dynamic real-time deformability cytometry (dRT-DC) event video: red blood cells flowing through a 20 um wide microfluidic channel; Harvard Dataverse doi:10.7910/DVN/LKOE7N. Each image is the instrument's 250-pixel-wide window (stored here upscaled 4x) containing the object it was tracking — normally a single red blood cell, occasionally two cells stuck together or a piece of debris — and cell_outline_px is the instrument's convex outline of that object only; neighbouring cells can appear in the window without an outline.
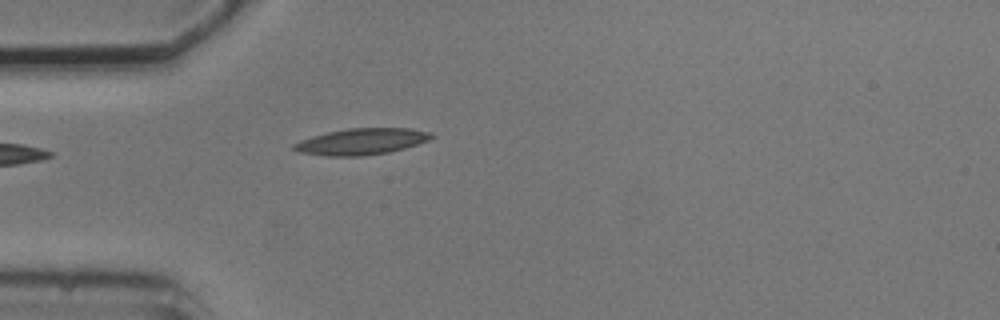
{"species": "common noctule bat (a hibernating species)", "species_latin": "Nyctalus noctula", "temperature_condition": "cold", "stored_images_in_passage": 4, "camera_frame_rate_fps": 3000, "um_per_image_px": 0.085, "animal": {"sex": "male", "body_mass_g": 20.5, "forearm_length_mm": 52.5}, "frame": {"image": 1, "passage_image": 4, "time_ms": 4.0, "image_size_px": [1000, 320], "cell_outline_px": [[436, 136], [428, 140], [404, 148], [388, 152], [364, 156], [328, 156], [300, 152], [292, 148], [292, 144], [300, 140], [312, 136], [328, 132], [348, 128], [408, 128], [432, 132]], "centroid_in_image_um": [30.73, 12.02], "position_along_channel_um": 54.3, "area_um2": 21.04}}